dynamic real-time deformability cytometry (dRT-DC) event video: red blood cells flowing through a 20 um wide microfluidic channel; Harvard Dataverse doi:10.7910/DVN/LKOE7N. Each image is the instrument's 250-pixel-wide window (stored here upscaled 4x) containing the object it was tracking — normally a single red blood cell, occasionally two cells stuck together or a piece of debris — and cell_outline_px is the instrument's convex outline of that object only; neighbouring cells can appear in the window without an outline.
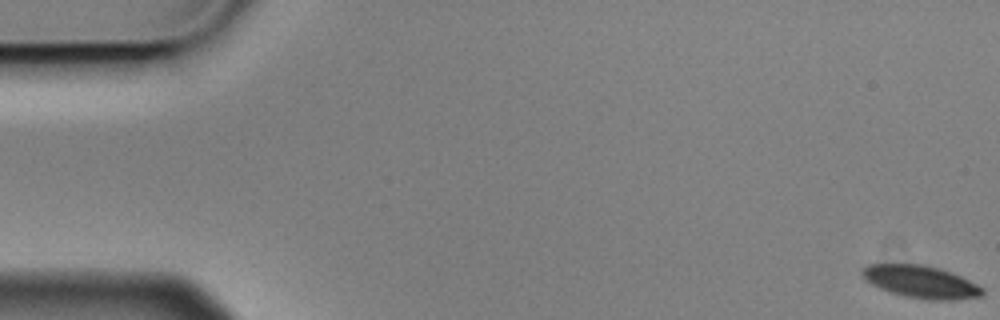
{"species": "Egyptian fruit bat (a non-hibernating species)", "species_latin": "Rousettus aegyptiacus", "temperature_condition": "cold", "stored_images_in_passage": 5, "camera_frame_rate_fps": 3000, "um_per_image_px": 0.085, "animal": {"sex": "male"}, "frame": {"image": 1, "passage_image": 1, "time_ms": 0.0, "image_size_px": [1000, 320], "cell_outline_px": [[984, 292], [980, 296], [956, 300], [928, 300], [904, 296], [880, 288], [872, 284], [860, 272], [868, 264], [924, 264], [940, 268], [960, 276], [984, 288]], "centroid_in_image_um": [78.3, 23.95], "position_along_channel_um": 6.7, "area_um2": 22.54}}
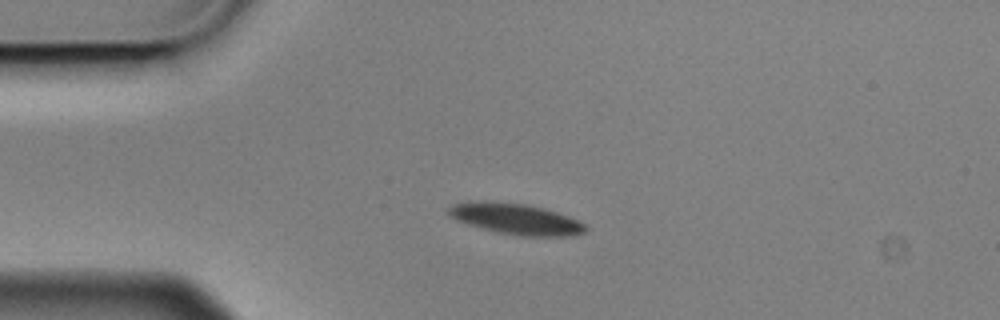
{"frame": {"image": 2, "passage_image": 4, "time_ms": 1.0, "image_size_px": [1000, 320], "cell_outline_px": [[588, 228], [584, 232], [576, 236], [520, 236], [496, 232], [468, 224], [456, 220], [448, 212], [448, 208], [456, 204], [524, 204], [556, 212], [568, 216], [584, 224]], "centroid_in_image_um": [43.98, 18.68], "position_along_channel_um": 41.0, "area_um2": 23.35}}